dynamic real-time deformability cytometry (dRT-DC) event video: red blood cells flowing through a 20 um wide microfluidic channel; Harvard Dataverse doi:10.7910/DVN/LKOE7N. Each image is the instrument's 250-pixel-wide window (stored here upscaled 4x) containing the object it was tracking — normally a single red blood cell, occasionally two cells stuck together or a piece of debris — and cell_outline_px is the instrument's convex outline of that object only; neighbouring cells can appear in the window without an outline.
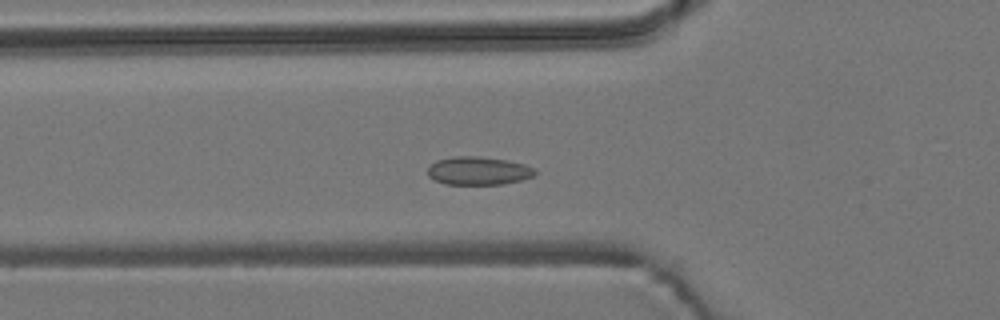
{"species": "common noctule bat (a hibernating species)", "species_latin": "Nyctalus noctula", "temperature_condition": "room temperature", "stored_images_in_passage": 51, "camera_frame_rate_fps": 3000, "um_per_image_px": 0.085, "animal": {"sex": "male", "body_mass_g": 19.2, "forearm_length_mm": 51.8}, "frame": {"image": 1, "passage_image": 14, "time_ms": 4.333, "image_size_px": [1000, 320], "cell_outline_px": [[536, 172], [532, 176], [520, 180], [500, 184], [444, 184], [428, 176], [428, 168], [436, 160], [456, 156], [480, 156], [508, 160], [524, 164], [532, 168]], "centroid_in_image_um": [40.63, 14.51], "position_along_channel_um": 85.2, "area_um2": 17.46}}
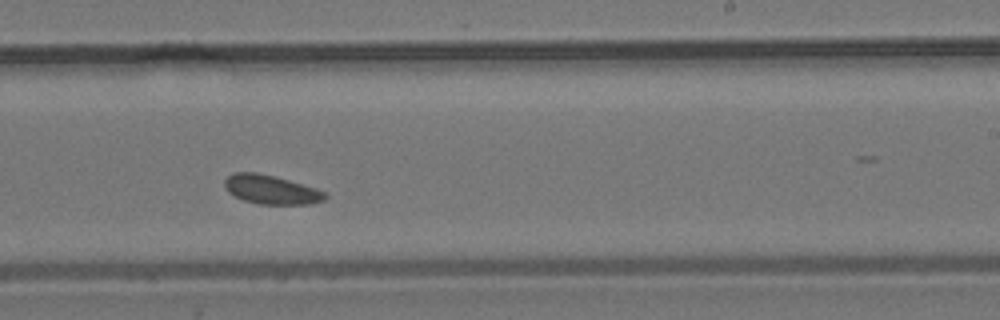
{"frame": {"image": 2, "passage_image": 29, "time_ms": 9.333, "image_size_px": [1000, 320], "cell_outline_px": [[328, 196], [324, 200], [308, 204], [260, 204], [244, 200], [228, 192], [224, 188], [224, 180], [228, 176], [236, 172], [256, 172], [288, 180], [316, 188], [324, 192]], "centroid_in_image_um": [23.02, 16.12], "position_along_channel_um": 266.0, "area_um2": 16.76}}
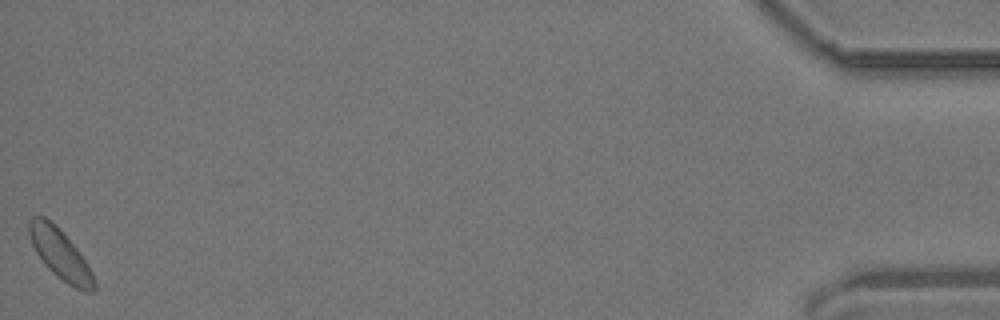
{"frame": {"image": 3, "passage_image": 51, "time_ms": 16.667, "image_size_px": [1000, 320], "cell_outline_px": [[96, 288], [92, 292], [84, 292], [68, 284], [56, 276], [44, 264], [36, 252], [32, 244], [28, 232], [28, 220], [32, 216], [44, 216], [56, 224], [60, 228], [80, 252], [88, 264], [96, 280]], "centroid_in_image_um": [5.13, 21.6], "position_along_channel_um": 430.1, "area_um2": 19.25}}